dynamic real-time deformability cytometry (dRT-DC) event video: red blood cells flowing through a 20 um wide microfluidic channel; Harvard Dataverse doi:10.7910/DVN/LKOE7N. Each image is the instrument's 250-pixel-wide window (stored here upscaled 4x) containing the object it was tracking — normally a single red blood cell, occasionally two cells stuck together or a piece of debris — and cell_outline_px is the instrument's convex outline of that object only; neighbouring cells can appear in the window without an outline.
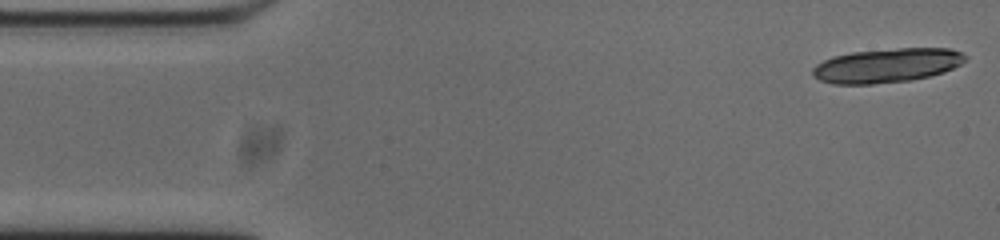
{"species": "common noctule bat (a hibernating species)", "species_latin": "Nyctalus noctula", "temperature_condition": "cold", "stored_images_in_passage": 15, "camera_frame_rate_fps": 3000, "um_per_image_px": 0.085, "animal": {"sex": "male", "body_mass_g": 20.0, "forearm_length_mm": 53.3}, "frame": {"image": 1, "passage_image": 1, "time_ms": 0.0, "image_size_px": [1000, 240], "cell_outline_px": [[968, 56], [960, 64], [944, 72], [912, 80], [872, 84], [832, 84], [820, 80], [812, 76], [812, 68], [816, 64], [832, 56], [852, 52], [900, 48], [948, 48], [960, 52]], "centroid_in_image_um": [75.35, 5.57], "position_along_channel_um": 9.7, "area_um2": 30.4}}